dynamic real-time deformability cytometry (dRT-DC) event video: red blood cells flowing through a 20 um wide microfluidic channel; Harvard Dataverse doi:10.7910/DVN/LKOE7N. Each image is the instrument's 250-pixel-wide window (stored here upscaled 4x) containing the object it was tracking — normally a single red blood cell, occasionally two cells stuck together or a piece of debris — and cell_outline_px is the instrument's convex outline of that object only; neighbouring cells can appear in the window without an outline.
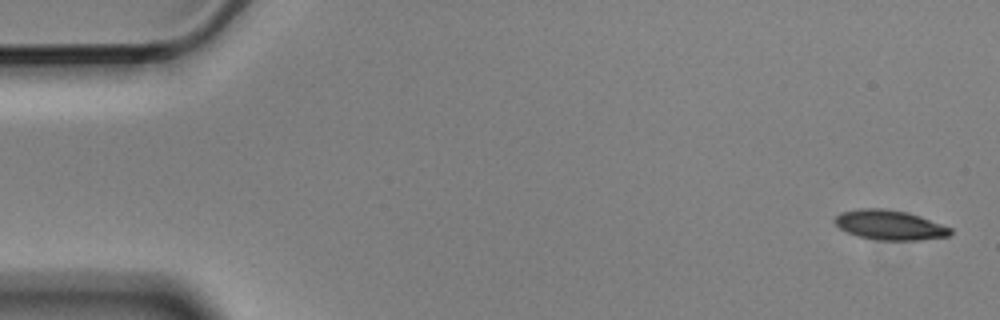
{"species": "Egyptian fruit bat (a non-hibernating species)", "species_latin": "Rousettus aegyptiacus", "temperature_condition": "cold", "stored_images_in_passage": 5, "camera_frame_rate_fps": 3000, "um_per_image_px": 0.085, "animal": {"sex": "male"}, "frame": {"image": 1, "passage_image": 1, "time_ms": 0.0, "image_size_px": [1000, 320], "cell_outline_px": [[952, 232], [948, 236], [920, 240], [880, 240], [860, 236], [848, 232], [840, 228], [832, 220], [840, 212], [860, 208], [884, 208], [908, 212], [920, 216], [952, 228]], "centroid_in_image_um": [75.62, 19.11], "position_along_channel_um": 9.4, "area_um2": 20.0}}
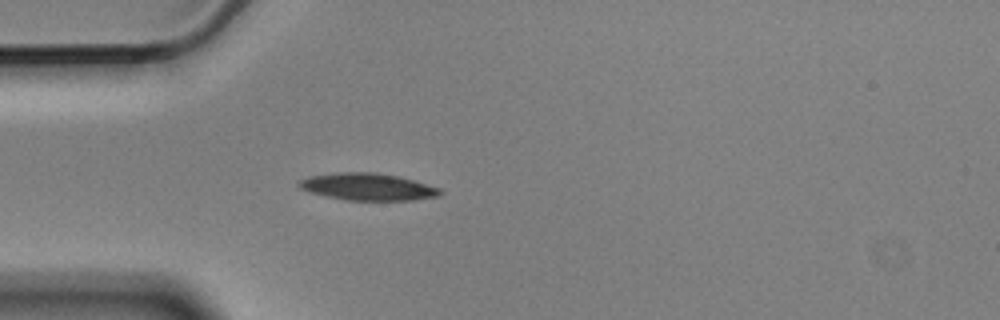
{"frame": {"image": 2, "passage_image": 5, "time_ms": 1.333, "image_size_px": [1000, 320], "cell_outline_px": [[444, 192], [440, 196], [412, 200], [348, 200], [328, 196], [312, 192], [300, 188], [296, 184], [300, 180], [308, 176], [336, 172], [376, 172], [396, 176], [412, 180], [440, 188]], "centroid_in_image_um": [31.26, 15.87], "position_along_channel_um": 53.7, "area_um2": 22.14}}